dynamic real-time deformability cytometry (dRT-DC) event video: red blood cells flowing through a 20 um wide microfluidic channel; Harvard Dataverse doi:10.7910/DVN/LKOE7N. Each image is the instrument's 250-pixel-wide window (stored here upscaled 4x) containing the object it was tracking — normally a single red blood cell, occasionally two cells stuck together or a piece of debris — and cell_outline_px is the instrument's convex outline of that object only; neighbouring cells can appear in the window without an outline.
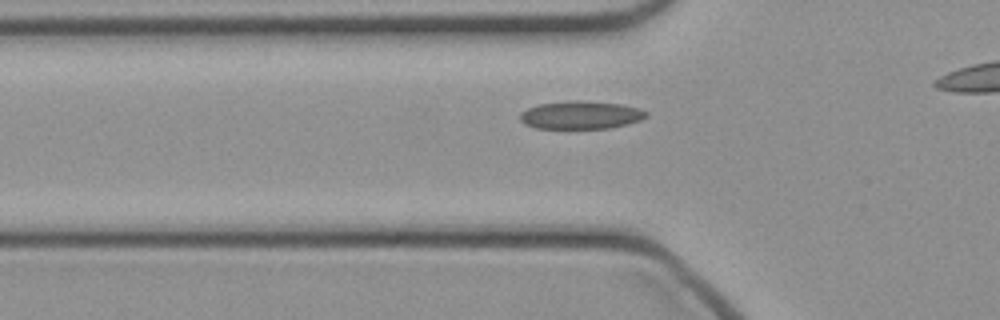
{"species": "common noctule bat (a hibernating species)", "species_latin": "Nyctalus noctula", "temperature_condition": "cold", "stored_images_in_passage": 23, "camera_frame_rate_fps": 3000, "um_per_image_px": 0.085, "animal": {"sex": "female", "body_mass_g": 21.9}, "frame": {"image": 1, "passage_image": 9, "time_ms": 2.667, "image_size_px": [1000, 320], "cell_outline_px": [[648, 116], [640, 120], [628, 124], [608, 128], [536, 128], [524, 124], [520, 120], [520, 112], [528, 108], [540, 104], [580, 100], [620, 104], [640, 108], [648, 112]], "centroid_in_image_um": [49.39, 9.78], "position_along_channel_um": 76.4, "area_um2": 20.46}}
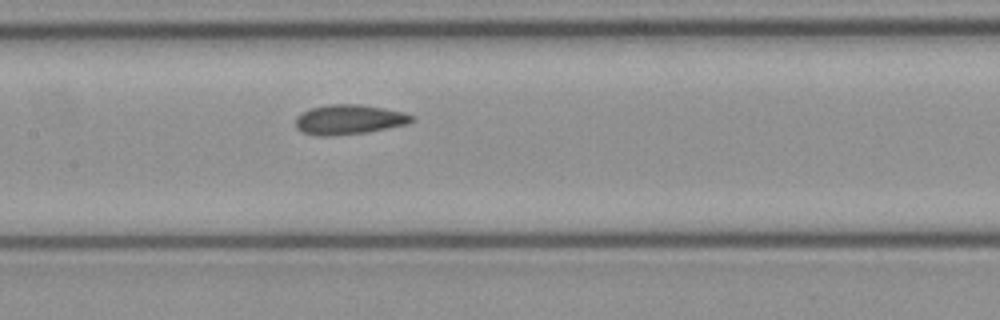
{"frame": {"image": 2, "passage_image": 16, "time_ms": 5.0, "image_size_px": [1000, 320], "cell_outline_px": [[416, 120], [408, 124], [368, 132], [332, 136], [316, 136], [300, 132], [296, 128], [296, 116], [312, 108], [328, 104], [360, 104], [384, 108], [404, 112], [412, 116]], "centroid_in_image_um": [29.67, 10.17], "position_along_channel_um": 177.7, "area_um2": 20.35}}
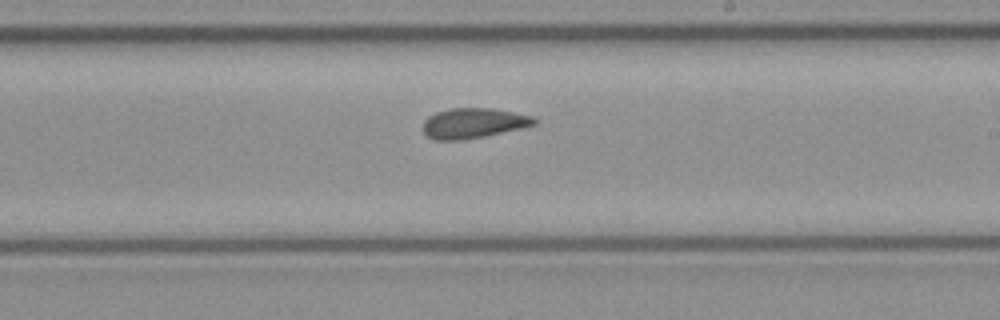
{"frame": {"image": 3, "passage_image": 21, "time_ms": 6.667, "image_size_px": [1000, 320], "cell_outline_px": [[536, 124], [520, 128], [484, 136], [460, 140], [436, 140], [428, 136], [424, 132], [424, 120], [428, 116], [436, 112], [452, 108], [492, 108], [532, 116], [536, 120]], "centroid_in_image_um": [40.21, 10.46], "position_along_channel_um": 248.8, "area_um2": 19.25}}